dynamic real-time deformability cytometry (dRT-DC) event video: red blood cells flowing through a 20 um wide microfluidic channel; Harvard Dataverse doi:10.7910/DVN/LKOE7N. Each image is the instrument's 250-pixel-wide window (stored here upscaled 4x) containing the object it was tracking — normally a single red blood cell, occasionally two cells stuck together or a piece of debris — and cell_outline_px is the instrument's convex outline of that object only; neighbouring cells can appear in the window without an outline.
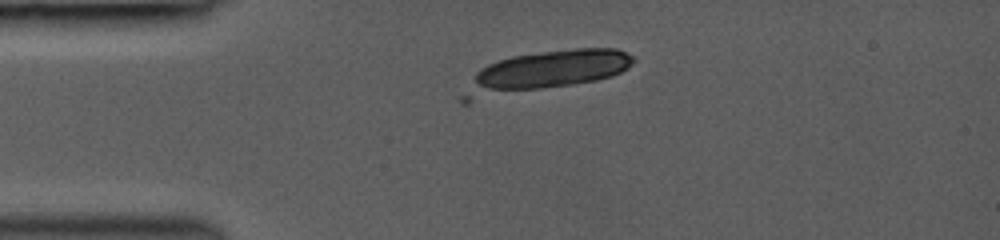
{"species": "common noctule bat (a hibernating species)", "species_latin": "Nyctalus noctula", "temperature_condition": "room temperature", "stored_images_in_passage": 9, "camera_frame_rate_fps": 3000, "um_per_image_px": 0.085, "animal": {"sex": "female", "body_mass_g": 19.0, "forearm_length_mm": 53.3}, "frame": {"image": 1, "passage_image": 1, "time_ms": 0.0, "image_size_px": [1000, 240], "cell_outline_px": [[636, 60], [628, 68], [612, 76], [596, 80], [572, 84], [540, 88], [476, 88], [476, 72], [480, 68], [488, 64], [512, 56], [572, 48], [616, 48], [632, 56]], "centroid_in_image_um": [47.05, 5.81], "position_along_channel_um": 37.9, "area_um2": 34.1}}